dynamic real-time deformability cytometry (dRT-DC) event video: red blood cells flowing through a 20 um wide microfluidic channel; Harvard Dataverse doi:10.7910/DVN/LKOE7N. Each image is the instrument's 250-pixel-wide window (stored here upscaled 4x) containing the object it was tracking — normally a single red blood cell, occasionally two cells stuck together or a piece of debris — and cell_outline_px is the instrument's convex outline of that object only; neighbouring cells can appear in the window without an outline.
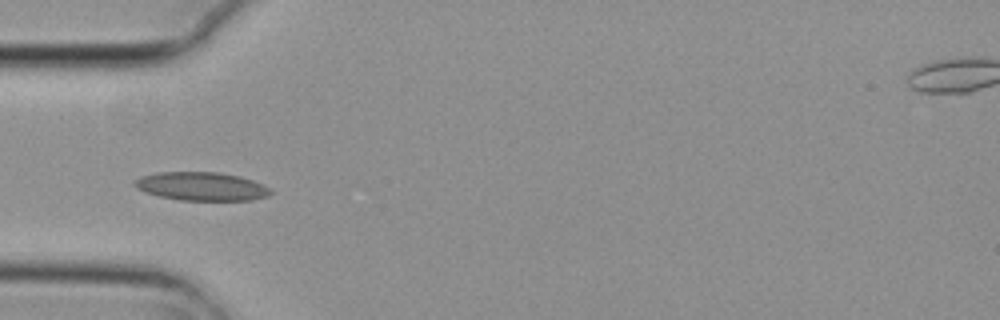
{"species": "common noctule bat (a hibernating species)", "species_latin": "Nyctalus noctula", "temperature_condition": "cold", "stored_images_in_passage": 8, "camera_frame_rate_fps": 3000, "um_per_image_px": 0.085, "animal": {"sex": "female", "body_mass_g": 29.2, "forearm_length_mm": 56.3}, "frame": {"image": 1, "passage_image": 3, "time_ms": 0.667, "image_size_px": [1000, 320], "cell_outline_px": [[272, 192], [268, 196], [252, 200], [180, 200], [160, 196], [144, 192], [136, 188], [132, 184], [140, 176], [156, 172], [216, 172], [240, 176], [264, 184]], "centroid_in_image_um": [17.11, 15.83], "position_along_channel_um": 67.9, "area_um2": 22.6}}
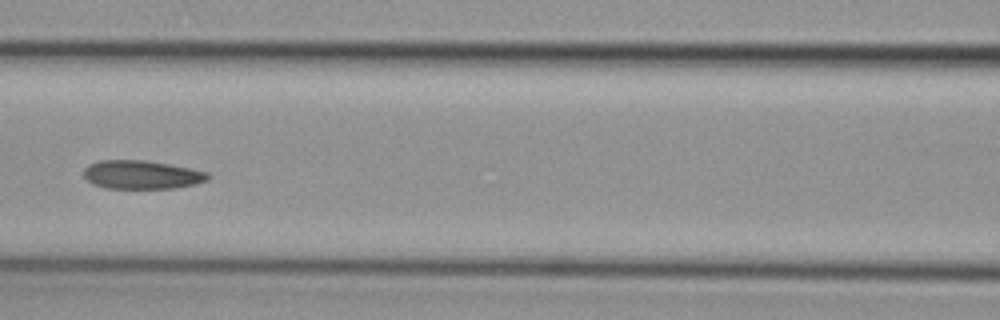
{"frame": {"image": 2, "passage_image": 5, "time_ms": 1.333, "image_size_px": [1000, 320], "cell_outline_px": [[212, 176], [208, 180], [196, 184], [176, 188], [104, 188], [92, 184], [84, 176], [84, 168], [88, 164], [100, 160], [144, 160], [192, 168], [208, 172]], "centroid_in_image_um": [12.07, 14.85], "position_along_channel_um": 154.5, "area_um2": 20.87}}
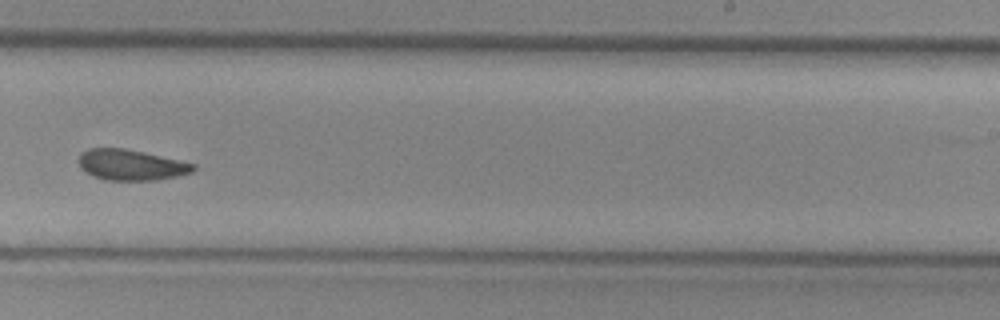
{"frame": {"image": 3, "passage_image": 8, "time_ms": 2.333, "image_size_px": [1000, 320], "cell_outline_px": [[196, 168], [192, 172], [176, 176], [152, 180], [104, 180], [92, 176], [80, 168], [80, 152], [88, 148], [124, 148], [144, 152], [196, 164]], "centroid_in_image_um": [11.11, 14.01], "position_along_channel_um": 277.9, "area_um2": 20.46}}